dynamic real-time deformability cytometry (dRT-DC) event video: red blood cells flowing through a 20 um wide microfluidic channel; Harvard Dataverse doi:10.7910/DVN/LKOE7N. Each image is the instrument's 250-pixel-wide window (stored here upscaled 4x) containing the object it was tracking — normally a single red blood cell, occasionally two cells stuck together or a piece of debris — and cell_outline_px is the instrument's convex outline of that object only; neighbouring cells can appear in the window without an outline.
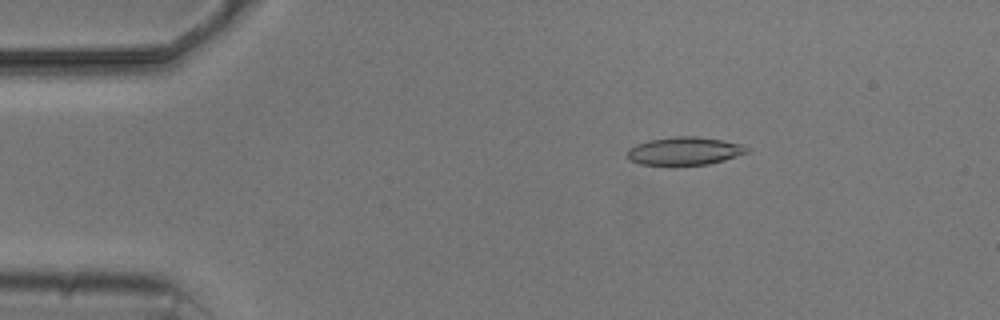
{"species": "common noctule bat (a hibernating species)", "species_latin": "Nyctalus noctula", "temperature_condition": "cold", "stored_images_in_passage": 4, "camera_frame_rate_fps": 3000, "um_per_image_px": 0.085, "animal": {"sex": "male", "body_mass_g": 20.5, "forearm_length_mm": 52.5}, "frame": {"image": 1, "passage_image": 2, "time_ms": 2.0, "image_size_px": [1000, 320], "cell_outline_px": [[748, 152], [724, 160], [708, 164], [676, 168], [640, 164], [628, 160], [624, 156], [628, 148], [636, 144], [648, 140], [676, 136], [696, 136], [724, 140], [744, 144], [748, 148]], "centroid_in_image_um": [58.11, 12.88], "position_along_channel_um": 26.9, "area_um2": 20.58}}